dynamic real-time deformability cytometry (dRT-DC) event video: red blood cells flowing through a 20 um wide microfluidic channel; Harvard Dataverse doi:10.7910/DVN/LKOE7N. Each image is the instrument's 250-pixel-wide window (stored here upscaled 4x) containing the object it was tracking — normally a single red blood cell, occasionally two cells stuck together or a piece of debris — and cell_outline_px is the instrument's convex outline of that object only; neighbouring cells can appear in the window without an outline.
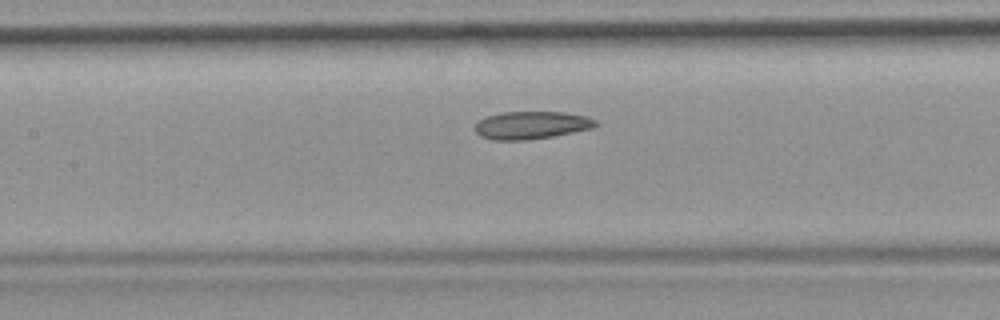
{"species": "common noctule bat (a hibernating species)", "species_latin": "Nyctalus noctula", "temperature_condition": "room temperature", "stored_images_in_passage": 34, "camera_frame_rate_fps": 3000, "um_per_image_px": 0.085, "animal": {"sex": "female", "body_mass_g": 19.9}, "frame": {"image": 1, "passage_image": 10, "time_ms": 3.0, "image_size_px": [1000, 320], "cell_outline_px": [[600, 124], [592, 128], [552, 136], [524, 140], [492, 140], [480, 136], [476, 132], [476, 124], [484, 116], [504, 112], [564, 112], [584, 116], [596, 120]], "centroid_in_image_um": [45.16, 10.63], "position_along_channel_um": 162.2, "area_um2": 19.36}, "authors_computed_cell_mechanics": {"area_um2": 19.652, "velocity_mm_per_s": 3.8398, "shape_relaxation_time_tau1_ms": null, "shape_relaxation_time_tau2_ms": 5.0148, "deformation_change_tau1": null, "deformation_change_tau2": 0.1256}}